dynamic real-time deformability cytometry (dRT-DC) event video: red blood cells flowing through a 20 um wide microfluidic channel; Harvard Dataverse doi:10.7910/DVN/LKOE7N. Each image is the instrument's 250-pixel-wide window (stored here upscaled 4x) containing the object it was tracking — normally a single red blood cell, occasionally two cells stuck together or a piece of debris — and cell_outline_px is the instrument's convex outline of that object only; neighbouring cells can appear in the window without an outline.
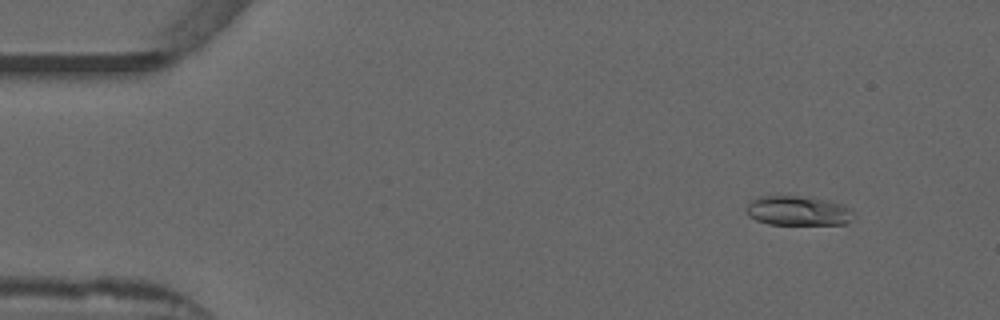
{"species": "common noctule bat (a hibernating species)", "species_latin": "Nyctalus noctula", "temperature_condition": "warm", "stored_images_in_passage": 53, "camera_frame_rate_fps": 3000, "um_per_image_px": 0.085, "animal": {"sex": "male", "forearm_length_mm": 52.5}, "frame": {"image": 1, "passage_image": 6, "time_ms": 1.667, "image_size_px": [1000, 320], "cell_outline_px": [[852, 220], [844, 224], [768, 224], [756, 220], [748, 216], [744, 212], [744, 208], [752, 200], [760, 196], [812, 196], [840, 204], [852, 208]], "centroid_in_image_um": [67.79, 17.91], "position_along_channel_um": 17.2, "area_um2": 18.67}}
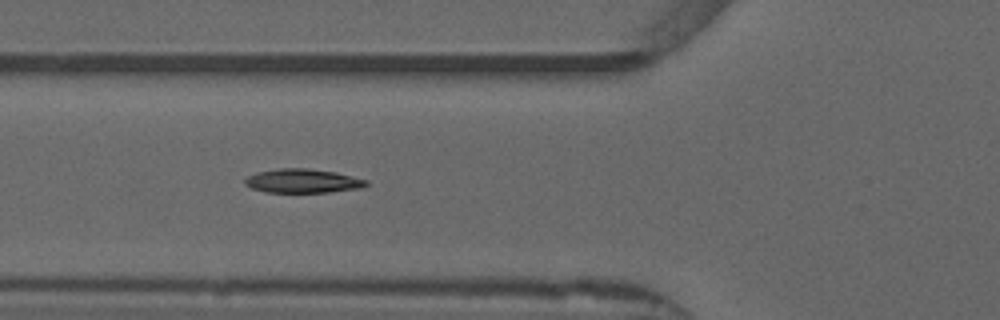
{"frame": {"image": 2, "passage_image": 20, "time_ms": 6.333, "image_size_px": [1000, 320], "cell_outline_px": [[368, 184], [360, 188], [328, 192], [268, 192], [252, 188], [244, 184], [244, 180], [248, 176], [256, 172], [280, 168], [308, 168], [336, 172], [368, 180]], "centroid_in_image_um": [25.73, 15.37], "position_along_channel_um": 100.1, "area_um2": 16.88}}
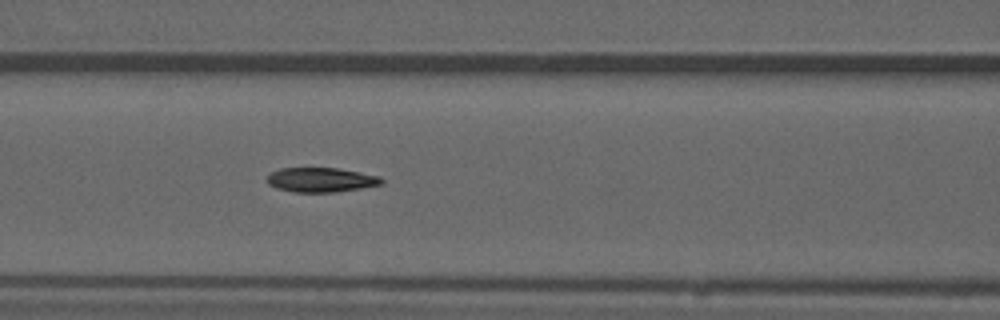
{"frame": {"image": 3, "passage_image": 23, "time_ms": 7.333, "image_size_px": [1000, 320], "cell_outline_px": [[384, 184], [360, 188], [332, 192], [292, 192], [276, 188], [268, 184], [268, 176], [272, 172], [280, 168], [340, 168], [380, 176], [384, 180]], "centroid_in_image_um": [27.31, 15.28], "position_along_channel_um": 139.3, "area_um2": 16.36}, "authors_computed_cell_mechanics": {"area_um2": 16.762, "velocity_mm_per_s": 3.885, "shape_relaxation_time_tau1_ms": 11.2263, "shape_relaxation_time_tau2_ms": 3.5997, "deformation_change_tau1": 0.2694, "deformation_change_tau2": 0.1036}}